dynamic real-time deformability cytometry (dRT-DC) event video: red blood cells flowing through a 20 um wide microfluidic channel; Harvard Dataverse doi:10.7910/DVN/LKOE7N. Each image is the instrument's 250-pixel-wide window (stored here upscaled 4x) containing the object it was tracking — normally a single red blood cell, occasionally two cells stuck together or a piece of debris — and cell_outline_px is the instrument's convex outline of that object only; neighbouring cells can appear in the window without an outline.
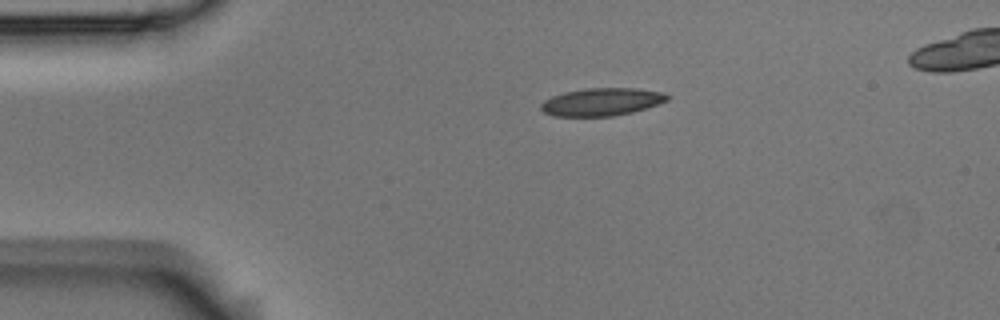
{"species": "Egyptian fruit bat (a non-hibernating species)", "species_latin": "Rousettus aegyptiacus", "temperature_condition": "room temperature", "stored_images_in_passage": 3, "segment_of_instrument_passage": [1, 2], "camera_frame_rate_fps": 3000, "um_per_image_px": 0.085, "animal": {"sex": "male"}, "frame": {"image": 1, "passage_image": 1, "time_ms": 0.0, "image_size_px": [1000, 320], "cell_outline_px": [[672, 96], [668, 100], [632, 112], [612, 116], [556, 116], [544, 112], [540, 108], [540, 104], [544, 100], [552, 96], [564, 92], [584, 88], [636, 88], [664, 92]], "centroid_in_image_um": [51.14, 8.65], "position_along_channel_um": 33.9, "area_um2": 20.4}}